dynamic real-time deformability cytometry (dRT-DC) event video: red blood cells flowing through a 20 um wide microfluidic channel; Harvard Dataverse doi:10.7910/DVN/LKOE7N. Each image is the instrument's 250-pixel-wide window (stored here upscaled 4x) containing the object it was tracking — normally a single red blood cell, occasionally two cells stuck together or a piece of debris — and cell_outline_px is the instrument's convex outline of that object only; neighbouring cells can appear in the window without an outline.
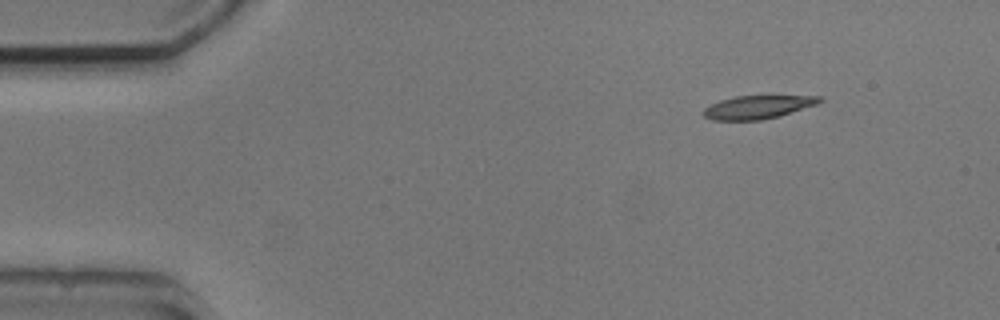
{"species": "common noctule bat (a hibernating species)", "species_latin": "Nyctalus noctula", "temperature_condition": "cold", "stored_images_in_passage": 5, "camera_frame_rate_fps": 3000, "um_per_image_px": 0.085, "animal": {"sex": "male", "body_mass_g": 20.5, "forearm_length_mm": 52.5}, "frame": {"image": 1, "passage_image": 1, "time_ms": 0.0, "image_size_px": [1000, 320], "cell_outline_px": [[824, 100], [816, 104], [780, 116], [760, 120], [712, 120], [704, 116], [704, 108], [720, 100], [736, 96], [824, 96]], "centroid_in_image_um": [64.43, 9.1], "position_along_channel_um": 20.6, "area_um2": 15.61}}
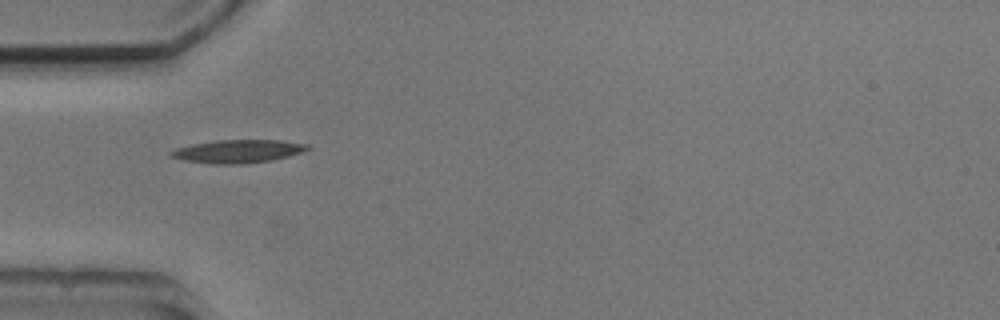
{"frame": {"image": 2, "passage_image": 3, "time_ms": 3.333, "image_size_px": [1000, 320], "cell_outline_px": [[312, 148], [288, 156], [272, 160], [248, 164], [212, 164], [184, 160], [168, 156], [168, 152], [176, 148], [192, 144], [216, 140], [280, 140], [308, 144]], "centroid_in_image_um": [20.2, 12.86], "position_along_channel_um": 64.8, "area_um2": 18.55}}